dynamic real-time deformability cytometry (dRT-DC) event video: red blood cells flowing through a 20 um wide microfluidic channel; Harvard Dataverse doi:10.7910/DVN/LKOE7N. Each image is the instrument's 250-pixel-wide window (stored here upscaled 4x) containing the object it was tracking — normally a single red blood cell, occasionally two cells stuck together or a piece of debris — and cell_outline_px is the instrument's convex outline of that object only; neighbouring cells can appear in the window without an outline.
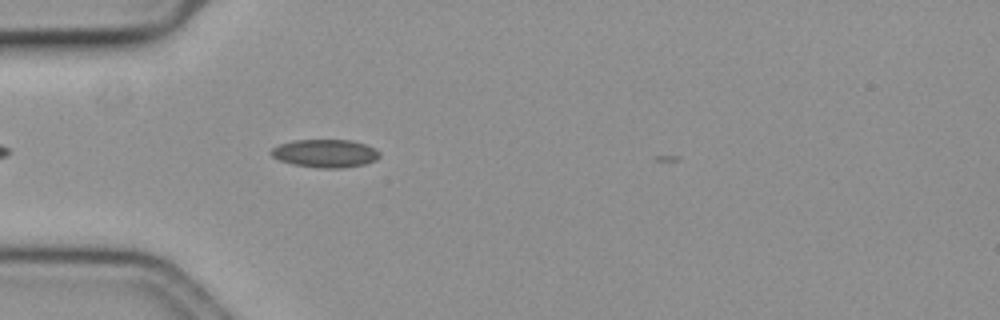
{"species": "common noctule bat (a hibernating species)", "species_latin": "Nyctalus noctula", "temperature_condition": "cold", "stored_images_in_passage": 20, "camera_frame_rate_fps": 3000, "um_per_image_px": 0.085, "animal": {"sex": "female", "body_mass_g": 19.3, "forearm_length_mm": 54.1}, "frame": {"image": 1, "passage_image": 6, "time_ms": 1.667, "image_size_px": [1000, 320], "cell_outline_px": [[380, 156], [376, 160], [364, 164], [340, 168], [316, 168], [292, 164], [280, 160], [272, 156], [272, 148], [280, 144], [292, 140], [352, 140], [376, 148], [380, 152]], "centroid_in_image_um": [27.67, 13.04], "position_along_channel_um": 57.3, "area_um2": 17.74}}
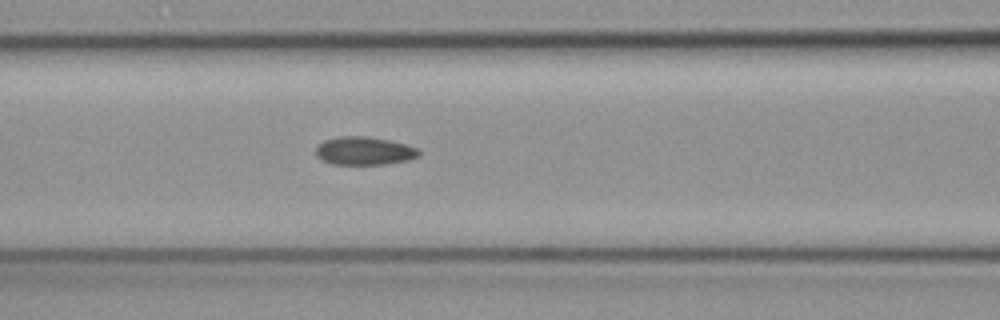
{"frame": {"image": 2, "passage_image": 13, "time_ms": 4.0, "image_size_px": [1000, 320], "cell_outline_px": [[420, 156], [408, 160], [384, 164], [332, 164], [320, 160], [316, 156], [316, 148], [324, 140], [340, 136], [368, 136], [408, 144], [416, 148], [420, 152]], "centroid_in_image_um": [30.96, 12.82], "position_along_channel_um": 135.6, "area_um2": 16.99}}
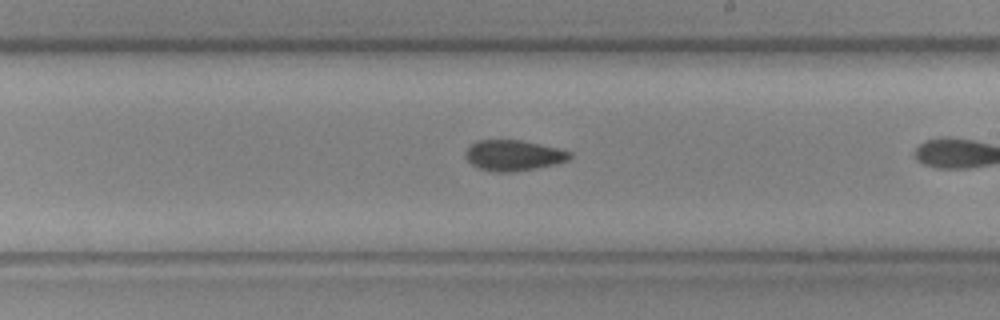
{"frame": {"image": 3, "passage_image": 19, "time_ms": 6.0, "image_size_px": [1000, 320], "cell_outline_px": [[572, 156], [568, 160], [556, 164], [536, 168], [512, 172], [496, 172], [480, 168], [472, 164], [464, 156], [468, 148], [476, 140], [520, 140], [540, 144], [572, 152]], "centroid_in_image_um": [43.65, 13.21], "position_along_channel_um": 245.3, "area_um2": 18.5}}